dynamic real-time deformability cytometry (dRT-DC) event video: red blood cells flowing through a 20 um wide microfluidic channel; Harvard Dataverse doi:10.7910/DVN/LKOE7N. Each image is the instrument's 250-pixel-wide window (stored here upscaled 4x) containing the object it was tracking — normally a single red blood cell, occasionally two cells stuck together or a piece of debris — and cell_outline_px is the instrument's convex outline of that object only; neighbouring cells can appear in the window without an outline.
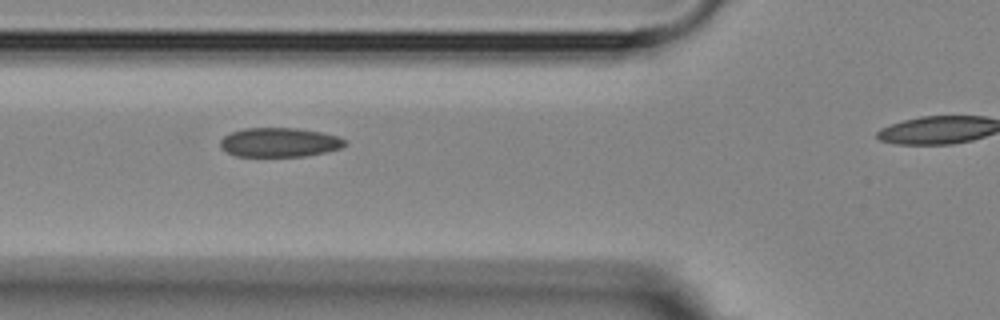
{"species": "Egyptian fruit bat (a non-hibernating species)", "species_latin": "Rousettus aegyptiacus", "temperature_condition": "room temperature", "stored_images_in_passage": 6, "segment_of_instrument_passage": [1, 2], "camera_frame_rate_fps": 3000, "um_per_image_px": 0.085, "animal": {"sex": "female"}, "frame": {"image": 1, "passage_image": 4, "time_ms": 4.333, "image_size_px": [1000, 320], "cell_outline_px": [[348, 144], [340, 148], [324, 152], [304, 156], [236, 156], [220, 148], [220, 140], [224, 136], [232, 132], [244, 128], [296, 128], [320, 132], [336, 136], [348, 140]], "centroid_in_image_um": [23.75, 12.1], "position_along_channel_um": 102.0, "area_um2": 21.15}}
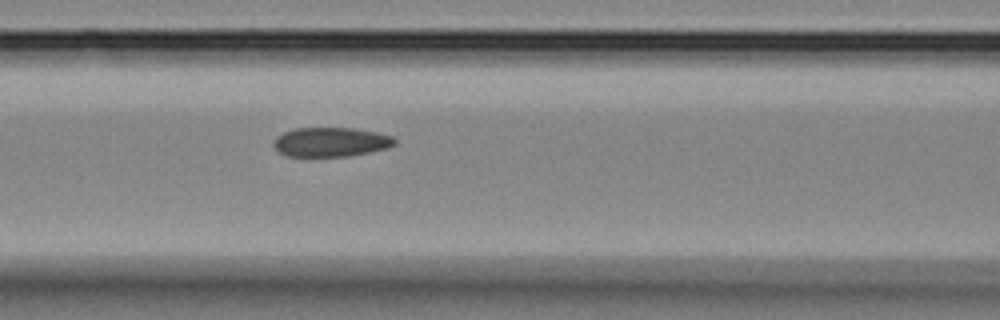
{"frame": {"image": 2, "passage_image": 5, "time_ms": 5.333, "image_size_px": [1000, 320], "cell_outline_px": [[396, 144], [388, 148], [348, 156], [288, 156], [280, 152], [272, 144], [276, 136], [292, 128], [356, 128], [376, 132], [392, 136], [396, 140]], "centroid_in_image_um": [28.12, 12.06], "position_along_channel_um": 138.5, "area_um2": 20.69}}